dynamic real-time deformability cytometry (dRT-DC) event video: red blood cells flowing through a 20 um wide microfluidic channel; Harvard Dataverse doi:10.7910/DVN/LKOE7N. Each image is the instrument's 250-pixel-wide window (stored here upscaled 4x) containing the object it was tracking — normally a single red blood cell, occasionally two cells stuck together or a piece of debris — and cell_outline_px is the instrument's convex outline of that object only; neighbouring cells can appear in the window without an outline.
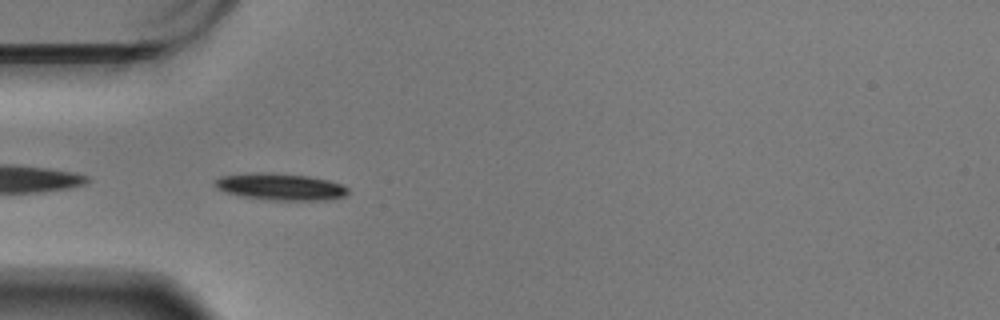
{"species": "Egyptian fruit bat (a non-hibernating species)", "species_latin": "Rousettus aegyptiacus", "temperature_condition": "warm", "stored_images_in_passage": 43, "camera_frame_rate_fps": 3000, "um_per_image_px": 0.085, "animal": {"sex": "male"}, "frame": {"image": 1, "passage_image": 2, "time_ms": 0.333, "image_size_px": [1000, 320], "cell_outline_px": [[348, 192], [344, 196], [324, 200], [276, 200], [244, 196], [224, 192], [216, 188], [216, 180], [220, 176], [260, 172], [268, 172], [308, 176], [328, 180], [340, 184], [348, 188]], "centroid_in_image_um": [23.84, 15.87], "position_along_channel_um": 61.2, "area_um2": 20.46}}
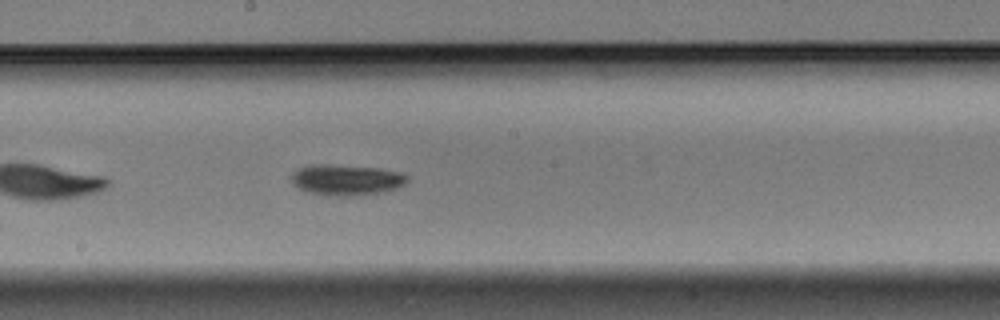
{"frame": {"image": 2, "passage_image": 16, "time_ms": 5.0, "image_size_px": [1000, 320], "cell_outline_px": [[408, 180], [404, 184], [392, 188], [376, 192], [352, 196], [332, 196], [308, 192], [300, 188], [292, 180], [292, 172], [296, 168], [308, 164], [328, 164], [380, 168], [400, 172], [408, 176]], "centroid_in_image_um": [29.39, 15.26], "position_along_channel_um": 218.8, "area_um2": 20.58}}
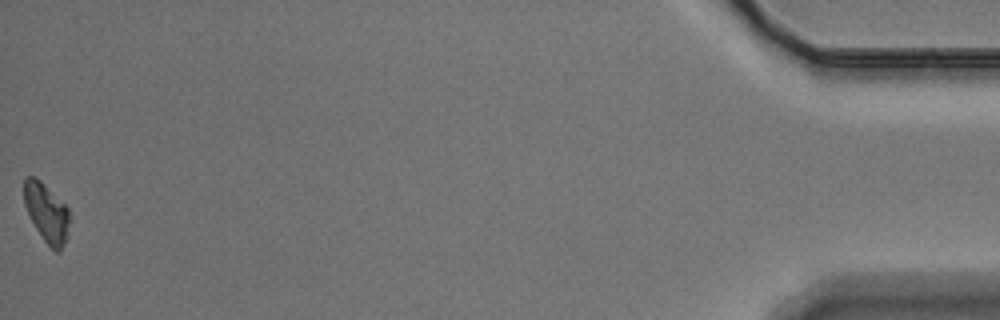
{"frame": {"image": 3, "passage_image": 43, "time_ms": 14.0, "image_size_px": [1000, 320], "cell_outline_px": [[68, 236], [60, 252], [56, 252], [44, 240], [36, 228], [24, 204], [24, 176], [36, 176], [68, 208]], "centroid_in_image_um": [3.95, 18.07], "position_along_channel_um": 431.3, "area_um2": 15.32}, "authors_computed_cell_mechanics": {"area_um2": 17.9758, "velocity_mm_per_s": 3.419, "shape_relaxation_time_tau1_ms": 1.27, "shape_relaxation_time_tau2_ms": null, "deformation_change_tau1": 0.0878, "deformation_change_tau2": null}}